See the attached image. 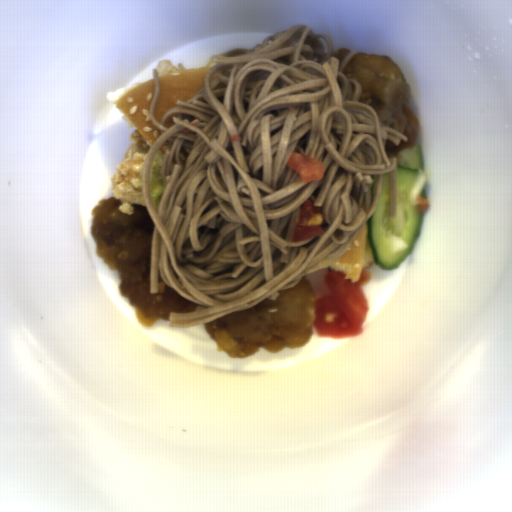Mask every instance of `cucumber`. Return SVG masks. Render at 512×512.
<instances>
[{"instance_id": "8b760119", "label": "cucumber", "mask_w": 512, "mask_h": 512, "mask_svg": "<svg viewBox=\"0 0 512 512\" xmlns=\"http://www.w3.org/2000/svg\"><path fill=\"white\" fill-rule=\"evenodd\" d=\"M397 216L390 218L388 172L382 174L377 205L366 219L367 236L375 264L384 271L395 270L410 256L419 237L425 211L411 204L409 192L418 170L424 172L421 142L397 153Z\"/></svg>"}]
</instances>
